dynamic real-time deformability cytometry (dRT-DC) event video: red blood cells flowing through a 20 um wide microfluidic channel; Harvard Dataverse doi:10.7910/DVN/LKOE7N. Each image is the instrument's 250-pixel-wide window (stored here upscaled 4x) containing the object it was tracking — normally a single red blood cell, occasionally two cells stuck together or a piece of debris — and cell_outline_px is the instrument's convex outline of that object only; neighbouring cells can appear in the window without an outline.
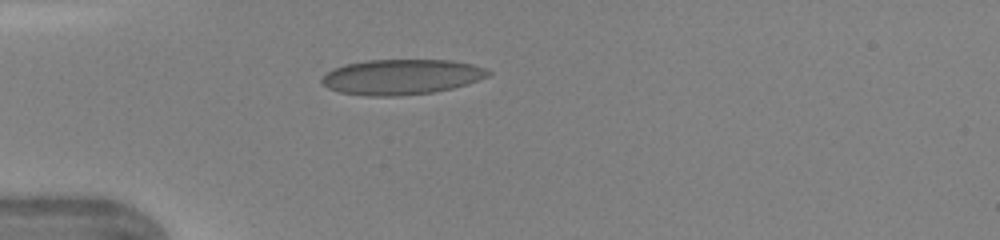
{"species": "human", "species_latin": "Homo sapiens", "temperature_condition": "warm", "stored_images_in_passage": 32, "camera_frame_rate_fps": 3000, "um_per_image_px": 0.085, "donor": {"sex": "female"}, "frame": {"image": 1, "passage_image": 1, "time_ms": 0.0, "image_size_px": [1000, 240], "cell_outline_px": [[492, 72], [488, 76], [468, 84], [452, 88], [432, 92], [400, 96], [368, 96], [340, 92], [328, 88], [320, 80], [332, 68], [344, 64], [368, 60], [452, 60], [472, 64], [484, 68]], "centroid_in_image_um": [34.12, 6.53], "position_along_channel_um": 50.9, "area_um2": 34.22}}
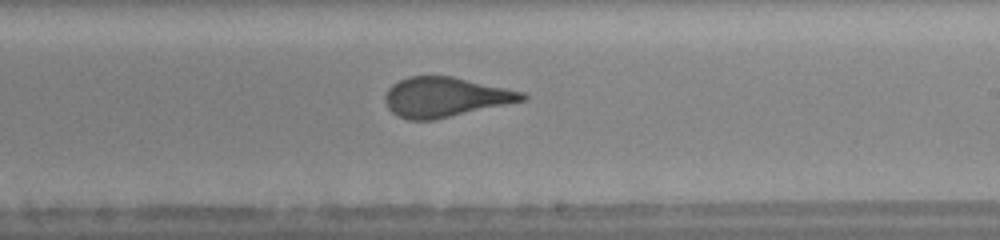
{"frame": {"image": 2, "passage_image": 15, "time_ms": 4.667, "image_size_px": [1000, 240], "cell_outline_px": [[528, 96], [524, 100], [432, 120], [408, 120], [392, 112], [388, 108], [384, 100], [384, 96], [388, 88], [392, 84], [408, 76], [452, 76], [524, 92]], "centroid_in_image_um": [37.8, 8.24], "position_along_channel_um": 251.2, "area_um2": 31.39}}
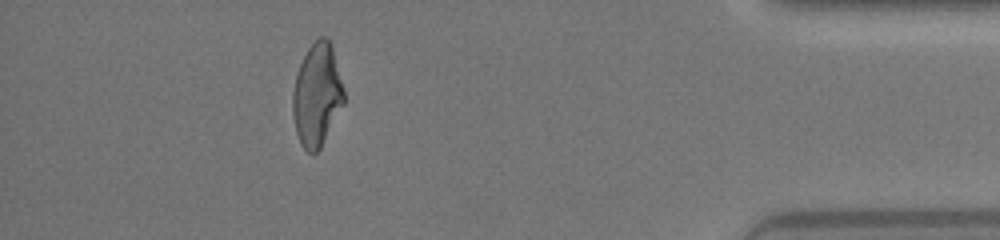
{"frame": {"image": 3, "passage_image": 28, "time_ms": 9.0, "image_size_px": [1000, 240], "cell_outline_px": [[344, 104], [320, 148], [316, 152], [308, 152], [300, 144], [296, 132], [292, 112], [292, 92], [296, 76], [300, 64], [308, 48], [320, 36], [328, 36], [332, 44], [344, 88]], "centroid_in_image_um": [26.95, 8.04], "position_along_channel_um": 408.3, "area_um2": 30.75}}